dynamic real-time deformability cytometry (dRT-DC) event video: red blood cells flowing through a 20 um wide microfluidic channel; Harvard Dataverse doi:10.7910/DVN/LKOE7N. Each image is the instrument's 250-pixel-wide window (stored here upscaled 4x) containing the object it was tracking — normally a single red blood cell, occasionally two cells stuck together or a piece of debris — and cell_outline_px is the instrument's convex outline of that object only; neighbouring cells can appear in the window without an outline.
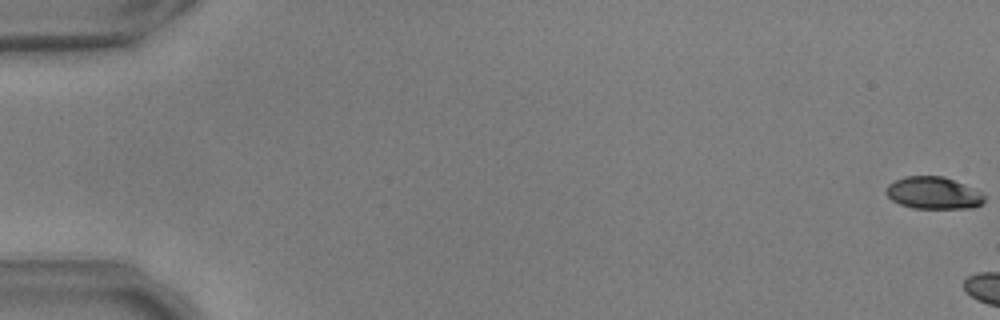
{"species": "common noctule bat (a hibernating species)", "species_latin": "Nyctalus noctula", "temperature_condition": "warm", "stored_images_in_passage": 6, "camera_frame_rate_fps": 3000, "um_per_image_px": 0.085, "animal": {"sex": "male", "body_mass_g": 17.9, "forearm_length_mm": 54.2}, "frame": {"image": 1, "passage_image": 1, "time_ms": 0.0, "image_size_px": [1000, 320], "cell_outline_px": [[984, 200], [980, 204], [972, 208], [912, 208], [900, 204], [892, 200], [884, 192], [888, 184], [904, 176], [944, 176], [964, 184], [980, 192], [984, 196]], "centroid_in_image_um": [79.3, 16.4], "position_along_channel_um": 5.7, "area_um2": 18.32}}